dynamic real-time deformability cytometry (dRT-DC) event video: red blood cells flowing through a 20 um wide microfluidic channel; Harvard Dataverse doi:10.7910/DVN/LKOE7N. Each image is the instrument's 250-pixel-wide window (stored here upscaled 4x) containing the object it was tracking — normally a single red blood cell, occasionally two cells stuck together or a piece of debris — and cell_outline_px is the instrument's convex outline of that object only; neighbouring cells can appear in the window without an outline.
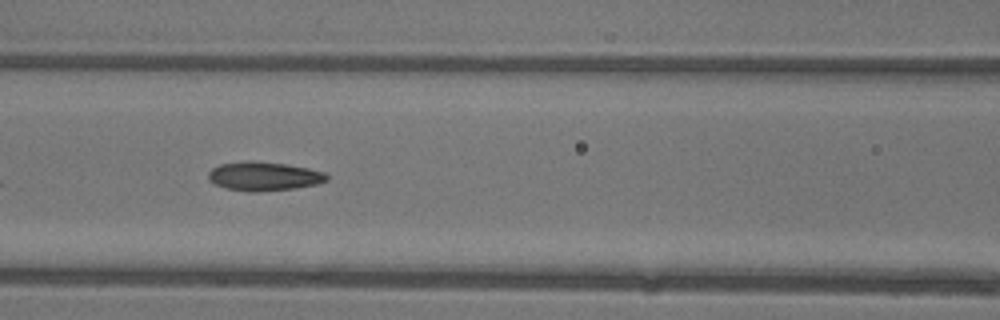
{"species": "common noctule bat (a hibernating species)", "species_latin": "Nyctalus noctula", "temperature_condition": "warm", "stored_images_in_passage": 8, "camera_frame_rate_fps": 3000, "um_per_image_px": 0.085, "animal": {"sex": "female"}, "frame": {"image": 1, "passage_image": 7, "time_ms": 2.0, "image_size_px": [1000, 320], "cell_outline_px": [[328, 180], [316, 184], [296, 188], [260, 192], [248, 192], [224, 188], [208, 180], [208, 172], [212, 168], [220, 164], [244, 160], [248, 160], [288, 164], [308, 168], [324, 172], [328, 176]], "centroid_in_image_um": [22.41, 14.98], "position_along_channel_um": 144.2, "area_um2": 20.23}}
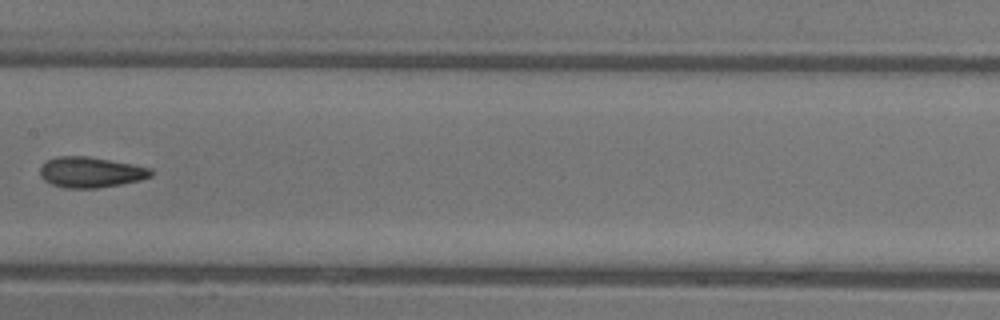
{"frame": {"image": 2, "passage_image": 8, "time_ms": 2.333, "image_size_px": [1000, 320], "cell_outline_px": [[152, 176], [140, 180], [120, 184], [96, 188], [64, 188], [52, 184], [44, 180], [40, 176], [40, 168], [44, 160], [56, 156], [88, 156], [132, 164], [152, 168]], "centroid_in_image_um": [7.67, 14.63], "position_along_channel_um": 199.7, "area_um2": 19.88}}